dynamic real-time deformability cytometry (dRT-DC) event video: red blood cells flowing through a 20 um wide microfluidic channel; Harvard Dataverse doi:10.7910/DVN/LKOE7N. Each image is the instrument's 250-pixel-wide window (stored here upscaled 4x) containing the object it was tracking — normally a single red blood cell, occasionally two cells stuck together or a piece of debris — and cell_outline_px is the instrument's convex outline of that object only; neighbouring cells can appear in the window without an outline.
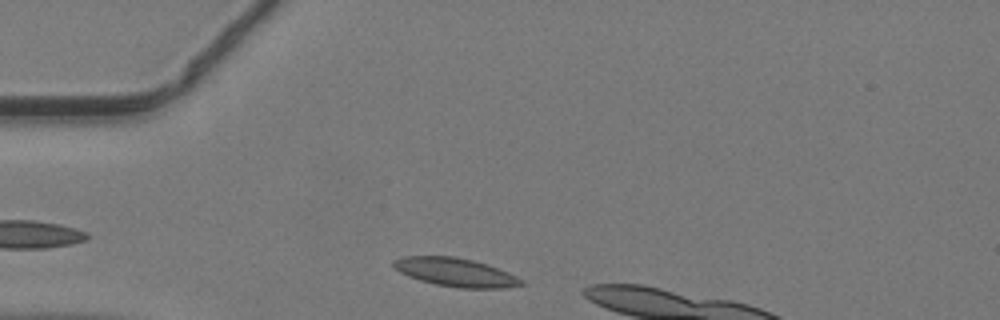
{"species": "common noctule bat (a hibernating species)", "species_latin": "Nyctalus noctula", "temperature_condition": "warm", "stored_images_in_passage": 7, "camera_frame_rate_fps": 3000, "um_per_image_px": 0.085, "animal": {"sex": "male", "body_mass_g": 19.2, "forearm_length_mm": 51.8}, "frame": {"image": 1, "passage_image": 2, "time_ms": 0.333, "image_size_px": [1000, 320], "cell_outline_px": [[528, 284], [504, 288], [460, 288], [436, 284], [420, 280], [408, 276], [400, 272], [392, 264], [392, 260], [404, 256], [452, 256], [472, 260], [508, 272], [524, 280]], "centroid_in_image_um": [38.73, 23.15], "position_along_channel_um": 46.3, "area_um2": 21.1}}